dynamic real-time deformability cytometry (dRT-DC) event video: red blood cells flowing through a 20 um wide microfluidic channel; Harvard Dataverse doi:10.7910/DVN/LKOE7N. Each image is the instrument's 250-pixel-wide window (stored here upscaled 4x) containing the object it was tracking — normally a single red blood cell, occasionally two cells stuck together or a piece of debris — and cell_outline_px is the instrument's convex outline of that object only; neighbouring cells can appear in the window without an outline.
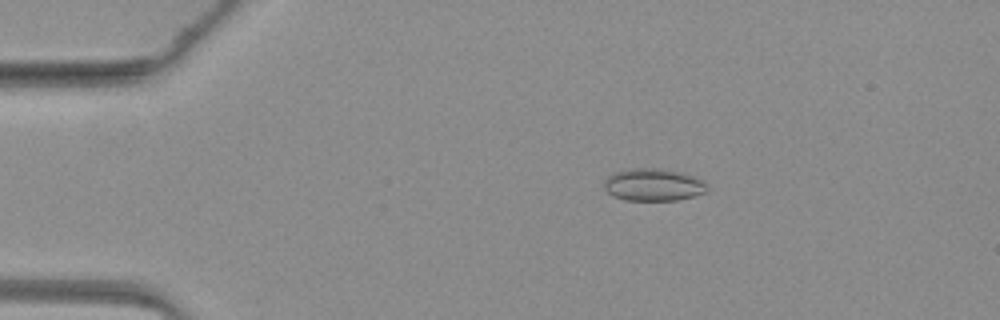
{"species": "common noctule bat (a hibernating species)", "species_latin": "Nyctalus noctula", "temperature_condition": "warm", "stored_images_in_passage": 47, "camera_frame_rate_fps": 3000, "um_per_image_px": 0.085, "animal": {"sex": "female", "body_mass_g": 19.3, "forearm_length_mm": 54.1}, "frame": {"image": 1, "passage_image": 9, "time_ms": 2.667, "image_size_px": [1000, 320], "cell_outline_px": [[708, 192], [696, 196], [676, 200], [624, 200], [612, 196], [604, 188], [604, 180], [608, 176], [616, 172], [636, 168], [660, 168], [680, 172], [704, 180], [708, 188]], "centroid_in_image_um": [55.56, 15.71], "position_along_channel_um": 29.4, "area_um2": 19.54}}
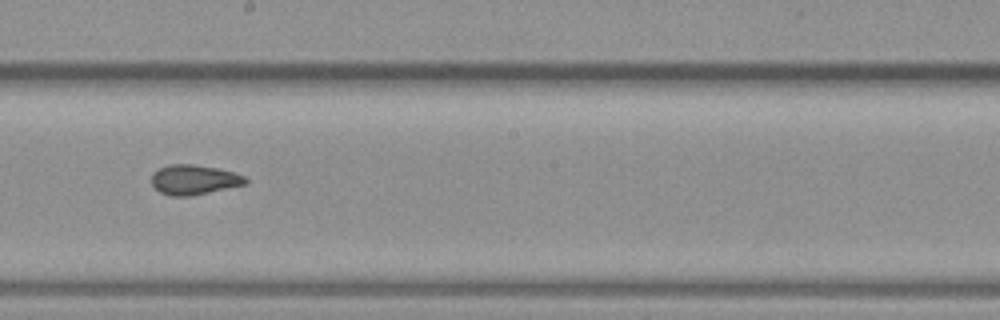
{"frame": {"image": 2, "passage_image": 27, "time_ms": 8.667, "image_size_px": [1000, 320], "cell_outline_px": [[248, 180], [244, 184], [192, 196], [168, 196], [160, 192], [152, 184], [152, 172], [168, 164], [192, 164], [216, 168], [232, 172], [244, 176]], "centroid_in_image_um": [16.44, 15.28], "position_along_channel_um": 231.8, "area_um2": 16.18}}
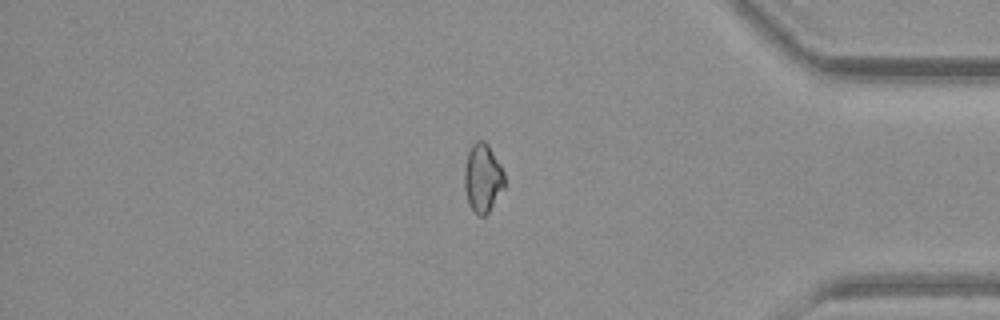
{"frame": {"image": 3, "passage_image": 40, "time_ms": 13.0, "image_size_px": [1000, 320], "cell_outline_px": [[504, 188], [488, 212], [484, 216], [480, 216], [468, 204], [464, 188], [464, 168], [468, 152], [472, 144], [476, 140], [484, 140], [488, 144], [500, 164], [504, 172]], "centroid_in_image_um": [41.02, 15.1], "position_along_channel_um": 394.2, "area_um2": 16.01}}